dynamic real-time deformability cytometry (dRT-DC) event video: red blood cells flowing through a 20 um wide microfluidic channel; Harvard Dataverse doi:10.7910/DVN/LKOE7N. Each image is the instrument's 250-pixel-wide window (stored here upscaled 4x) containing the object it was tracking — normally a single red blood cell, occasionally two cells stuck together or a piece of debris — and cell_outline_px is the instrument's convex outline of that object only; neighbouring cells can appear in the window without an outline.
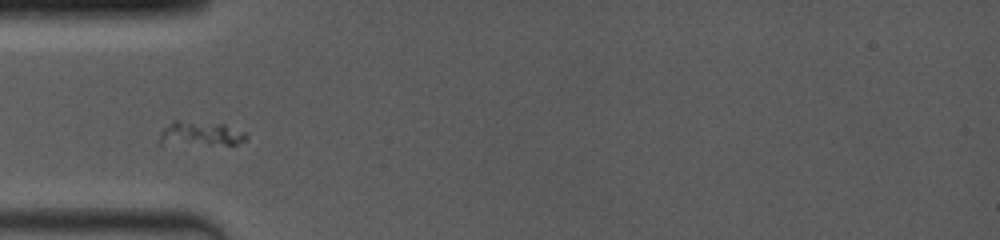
{"species": "common noctule bat (a hibernating species)", "species_latin": "Nyctalus noctula", "temperature_condition": "room temperature", "stored_images_in_passage": 9, "camera_frame_rate_fps": 4000, "um_per_image_px": 0.085, "animal": {"sex": "female", "body_mass_g": 19.0, "forearm_length_mm": 53.3}, "frame": {"image": 1, "passage_image": 1, "time_ms": 0.0, "image_size_px": [1000, 240], "cell_outline_px": [[248, 136], [244, 140], [236, 144], [156, 144], [156, 140], [160, 132], [172, 120], [180, 120], [224, 124], [244, 132]], "centroid_in_image_um": [16.94, 11.36], "position_along_channel_um": 68.1, "area_um2": 12.48}}
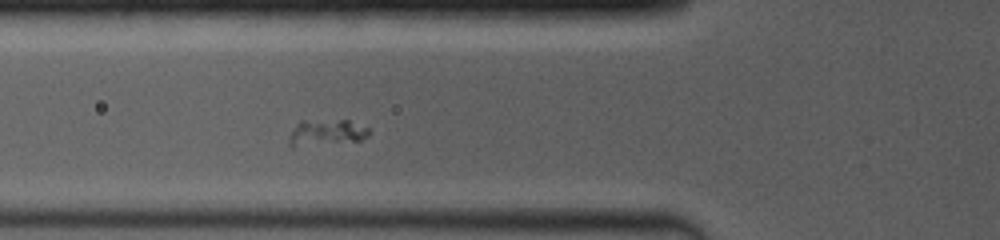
{"frame": {"image": 2, "passage_image": 6, "time_ms": 0.75, "image_size_px": [1000, 240], "cell_outline_px": [[368, 136], [360, 140], [292, 148], [288, 144], [288, 136], [300, 120], [348, 120], [368, 128]], "centroid_in_image_um": [27.66, 11.28], "position_along_channel_um": 98.1, "area_um2": 12.31}}